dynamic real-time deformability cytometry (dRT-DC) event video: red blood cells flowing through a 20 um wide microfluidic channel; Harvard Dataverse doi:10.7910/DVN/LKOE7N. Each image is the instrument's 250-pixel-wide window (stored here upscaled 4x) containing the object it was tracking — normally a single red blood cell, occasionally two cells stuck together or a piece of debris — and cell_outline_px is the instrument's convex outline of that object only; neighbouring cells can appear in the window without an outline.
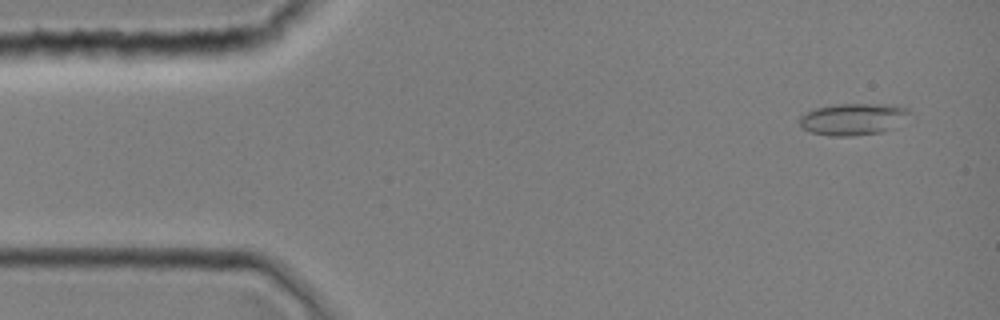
{"species": "common noctule bat (a hibernating species)", "species_latin": "Nyctalus noctula", "temperature_condition": "room temperature", "stored_images_in_passage": 1, "camera_frame_rate_fps": 3000, "um_per_image_px": 0.085, "animal": {"sex": "female", "body_mass_g": 19.0, "forearm_length_mm": 51.5}, "frame": {"image": 1, "passage_image": 1, "time_ms": 0.0, "image_size_px": [1000, 320], "cell_outline_px": [[912, 112], [892, 128], [884, 132], [852, 136], [828, 136], [812, 132], [804, 128], [800, 124], [800, 116], [804, 112], [816, 108], [836, 104], [892, 104], [908, 108]], "centroid_in_image_um": [72.52, 10.12], "position_along_channel_um": 12.5, "area_um2": 20.4}}